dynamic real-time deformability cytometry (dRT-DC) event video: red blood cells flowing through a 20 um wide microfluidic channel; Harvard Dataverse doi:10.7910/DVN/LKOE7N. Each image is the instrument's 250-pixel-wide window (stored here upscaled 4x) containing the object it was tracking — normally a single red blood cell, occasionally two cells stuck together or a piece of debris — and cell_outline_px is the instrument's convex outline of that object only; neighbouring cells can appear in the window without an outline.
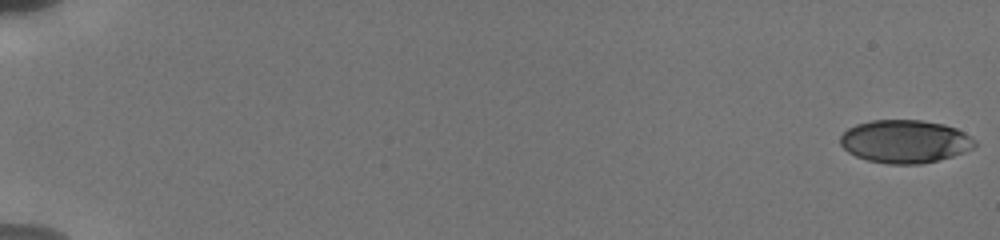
{"species": "human", "species_latin": "Homo sapiens", "temperature_condition": "cold", "stored_images_in_passage": 25, "camera_frame_rate_fps": 3000, "um_per_image_px": 0.085, "donor": {"sex": "male"}, "frame": {"image": 1, "passage_image": 1, "time_ms": 0.0, "image_size_px": [1000, 240], "cell_outline_px": [[976, 144], [972, 148], [952, 156], [920, 164], [888, 164], [868, 160], [856, 156], [848, 152], [840, 144], [840, 136], [848, 128], [856, 124], [872, 120], [920, 120], [944, 124], [956, 128], [972, 136], [976, 140]], "centroid_in_image_um": [76.92, 12.01], "position_along_channel_um": 8.1, "area_um2": 33.7}}
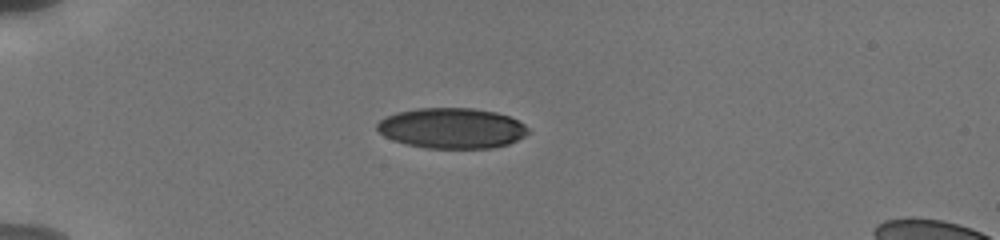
{"frame": {"image": 2, "passage_image": 18, "time_ms": 5.333, "image_size_px": [1000, 240], "cell_outline_px": [[528, 132], [524, 136], [508, 144], [492, 148], [428, 148], [408, 144], [384, 136], [376, 128], [376, 124], [384, 116], [396, 112], [416, 108], [472, 108], [496, 112], [508, 116], [524, 124], [528, 128]], "centroid_in_image_um": [38.39, 10.88], "position_along_channel_um": 46.6, "area_um2": 35.49}}
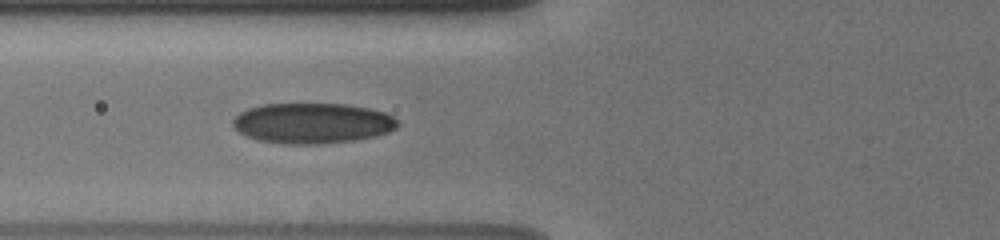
{"frame": {"image": 3, "passage_image": 24, "time_ms": 7.667, "image_size_px": [1000, 240], "cell_outline_px": [[400, 124], [396, 128], [388, 132], [376, 136], [356, 140], [320, 144], [284, 144], [260, 140], [248, 136], [240, 132], [232, 124], [232, 120], [240, 112], [248, 108], [264, 104], [348, 104], [368, 108], [384, 112], [392, 116]], "centroid_in_image_um": [26.57, 10.47], "position_along_channel_um": 99.2, "area_um2": 38.84}}